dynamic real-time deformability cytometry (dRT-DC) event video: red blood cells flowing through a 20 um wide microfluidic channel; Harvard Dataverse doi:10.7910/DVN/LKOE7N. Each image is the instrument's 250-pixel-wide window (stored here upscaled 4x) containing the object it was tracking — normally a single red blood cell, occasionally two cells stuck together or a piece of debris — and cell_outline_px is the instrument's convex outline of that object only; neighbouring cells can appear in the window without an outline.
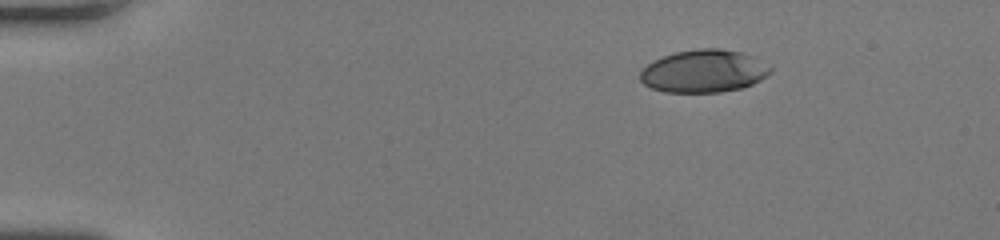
{"species": "human", "species_latin": "Homo sapiens", "temperature_condition": "room temperature", "stored_images_in_passage": 42, "camera_frame_rate_fps": 3000, "um_per_image_px": 0.085, "donor": {"sex": "female"}, "frame": {"image": 1, "passage_image": 1, "time_ms": 0.0, "image_size_px": [1000, 240], "cell_outline_px": [[772, 72], [760, 80], [752, 84], [740, 88], [720, 92], [664, 92], [652, 88], [644, 84], [640, 80], [640, 72], [652, 60], [676, 52], [700, 48], [720, 48], [740, 52], [752, 56], [772, 68]], "centroid_in_image_um": [59.81, 6.05], "position_along_channel_um": 25.2, "area_um2": 32.25}}
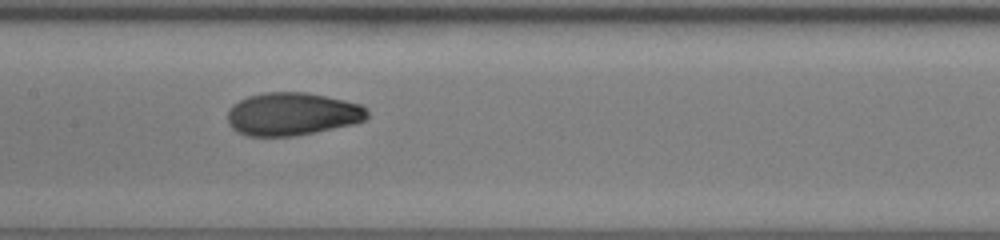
{"frame": {"image": 2, "passage_image": 19, "time_ms": 6.0, "image_size_px": [1000, 240], "cell_outline_px": [[368, 116], [364, 120], [352, 124], [292, 136], [248, 136], [236, 132], [228, 124], [228, 108], [232, 104], [248, 96], [264, 92], [304, 92], [344, 100], [360, 104], [368, 112]], "centroid_in_image_um": [24.78, 9.69], "position_along_channel_um": 182.6, "area_um2": 34.74}}
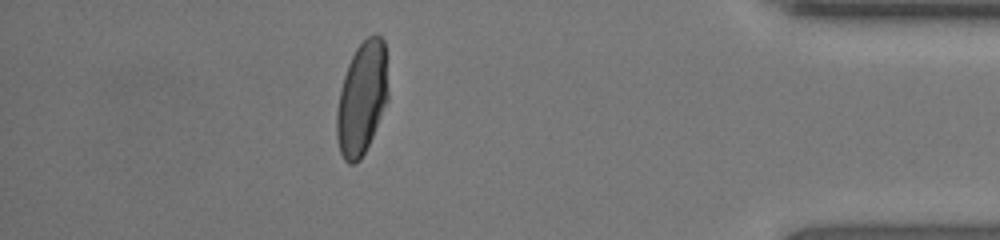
{"frame": {"image": 3, "passage_image": 37, "time_ms": 12.0, "image_size_px": [1000, 240], "cell_outline_px": [[388, 100], [372, 136], [360, 160], [352, 164], [348, 164], [344, 160], [340, 152], [336, 136], [336, 112], [340, 88], [348, 64], [356, 48], [368, 36], [380, 36], [384, 40], [388, 92]], "centroid_in_image_um": [30.74, 8.38], "position_along_channel_um": 404.5, "area_um2": 33.64}, "authors_computed_cell_mechanics": {"area_um2": 34.391, "velocity_mm_per_s": 4.3246, "shape_relaxation_time_tau1_ms": 4.9087, "shape_relaxation_time_tau2_ms": 0.8377, "deformation_change_tau1": 0.2211, "deformation_change_tau2": 0.0484}}